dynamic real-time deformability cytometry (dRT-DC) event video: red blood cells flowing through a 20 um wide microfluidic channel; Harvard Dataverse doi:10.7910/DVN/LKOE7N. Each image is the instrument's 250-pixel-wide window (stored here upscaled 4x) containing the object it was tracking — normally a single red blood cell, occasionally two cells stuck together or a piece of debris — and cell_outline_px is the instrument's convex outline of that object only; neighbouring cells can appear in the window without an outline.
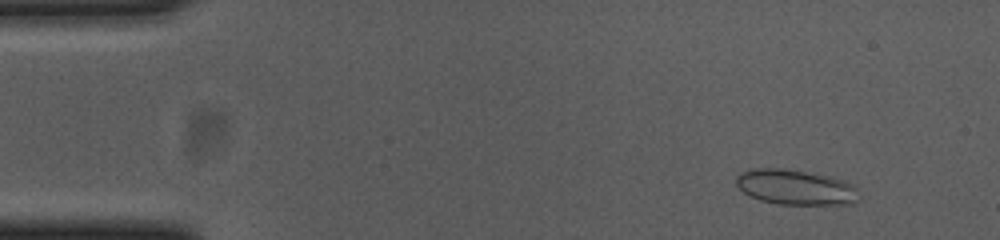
{"species": "common noctule bat (a hibernating species)", "species_latin": "Nyctalus noctula", "temperature_condition": "cold", "stored_images_in_passage": 54, "camera_frame_rate_fps": 3000, "um_per_image_px": 0.085, "animal": {"sex": "female", "body_mass_g": 23.0, "forearm_length_mm": 53.4}, "frame": {"image": 1, "passage_image": 5, "time_ms": 1.333, "image_size_px": [1000, 240], "cell_outline_px": [[860, 200], [852, 204], [776, 204], [760, 200], [744, 192], [736, 184], [736, 176], [740, 172], [752, 168], [784, 168], [832, 176], [844, 180], [852, 184], [856, 188]], "centroid_in_image_um": [67.64, 15.9], "position_along_channel_um": 17.4, "area_um2": 25.37}}
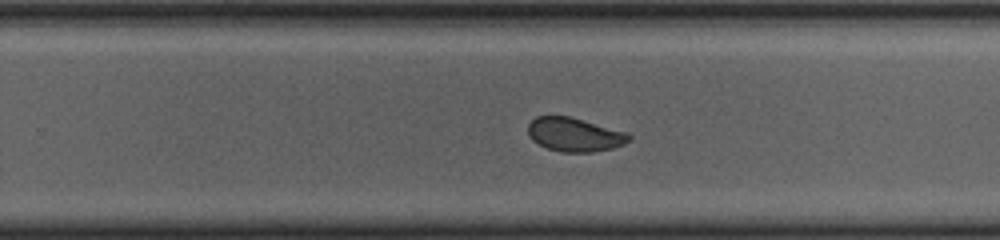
{"frame": {"image": 2, "passage_image": 34, "time_ms": 11.0, "image_size_px": [1000, 240], "cell_outline_px": [[632, 140], [624, 144], [612, 148], [592, 152], [564, 152], [548, 148], [532, 140], [528, 136], [528, 124], [536, 116], [568, 116], [628, 132], [632, 136]], "centroid_in_image_um": [48.86, 11.44], "position_along_channel_um": 280.9, "area_um2": 19.88}}
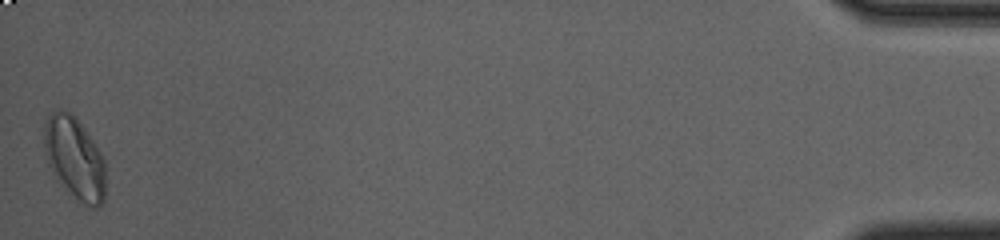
{"frame": {"image": 3, "passage_image": 54, "time_ms": 17.667, "image_size_px": [1000, 240], "cell_outline_px": [[104, 200], [100, 208], [92, 208], [84, 204], [64, 184], [48, 164], [44, 148], [44, 124], [48, 116], [52, 112], [60, 108], [64, 108], [80, 124], [104, 160]], "centroid_in_image_um": [6.33, 13.42], "position_along_channel_um": 428.9, "area_um2": 28.21}, "authors_computed_cell_mechanics": {"area_um2": 21.6172, "velocity_mm_per_s": 3.6887, "shape_relaxation_time_tau1_ms": 2.9847, "shape_relaxation_time_tau2_ms": 1.099, "deformation_change_tau1": 0.089, "deformation_change_tau2": 0.063}}